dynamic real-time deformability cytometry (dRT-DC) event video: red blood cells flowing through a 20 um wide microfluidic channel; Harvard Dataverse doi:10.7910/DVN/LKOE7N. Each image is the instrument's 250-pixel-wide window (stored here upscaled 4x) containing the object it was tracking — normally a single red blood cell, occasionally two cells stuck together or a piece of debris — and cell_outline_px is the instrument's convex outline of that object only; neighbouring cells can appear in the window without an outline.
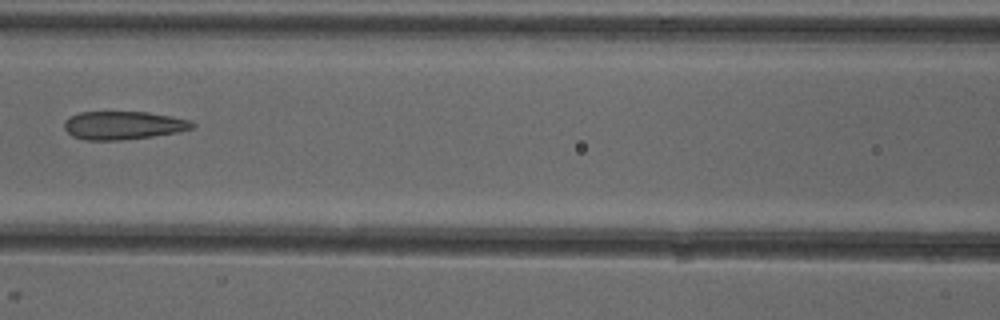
{"species": "common noctule bat (a hibernating species)", "species_latin": "Nyctalus noctula", "temperature_condition": "cold", "stored_images_in_passage": 8, "camera_frame_rate_fps": 3000, "um_per_image_px": 0.085, "animal": {"sex": "female"}, "frame": {"image": 1, "passage_image": 8, "time_ms": 9.0, "image_size_px": [1000, 320], "cell_outline_px": [[196, 124], [192, 128], [176, 132], [152, 136], [120, 140], [88, 140], [72, 136], [64, 128], [64, 120], [80, 112], [148, 112], [172, 116], [192, 120]], "centroid_in_image_um": [10.49, 10.64], "position_along_channel_um": 156.1, "area_um2": 20.98}}